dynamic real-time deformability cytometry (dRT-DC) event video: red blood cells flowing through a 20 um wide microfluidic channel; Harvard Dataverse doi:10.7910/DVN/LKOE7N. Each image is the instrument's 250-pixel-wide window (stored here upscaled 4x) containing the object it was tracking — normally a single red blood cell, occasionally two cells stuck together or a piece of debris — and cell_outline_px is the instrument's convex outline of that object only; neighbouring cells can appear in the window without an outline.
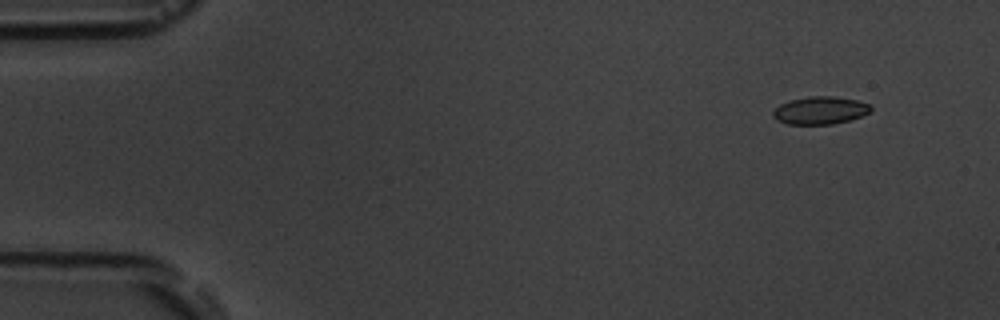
{"species": "common noctule bat (a hibernating species)", "species_latin": "Nyctalus noctula", "temperature_condition": "room temperature", "stored_images_in_passage": 10, "camera_frame_rate_fps": 3000, "um_per_image_px": 0.085, "animal": {"sex": "male", "body_mass_g": 19.5, "forearm_length_mm": 54.6}, "frame": {"image": 1, "passage_image": 1, "time_ms": 0.0, "image_size_px": [1000, 320], "cell_outline_px": [[872, 108], [868, 112], [860, 116], [848, 120], [832, 124], [788, 124], [776, 120], [772, 116], [772, 112], [780, 104], [788, 100], [808, 96], [832, 96], [856, 100], [872, 104]], "centroid_in_image_um": [69.68, 9.37], "position_along_channel_um": 15.3, "area_um2": 15.78}}
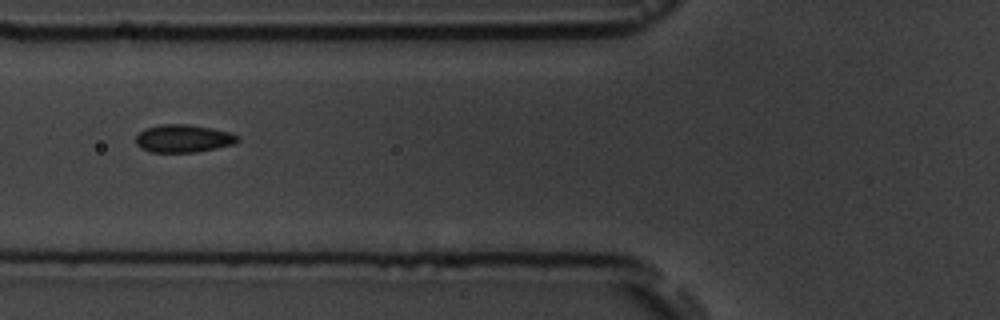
{"frame": {"image": 2, "passage_image": 6, "time_ms": 5.667, "image_size_px": [1000, 320], "cell_outline_px": [[240, 140], [236, 144], [196, 152], [152, 152], [140, 148], [136, 144], [136, 136], [140, 132], [148, 128], [160, 124], [188, 124], [212, 128], [232, 132], [240, 136]], "centroid_in_image_um": [15.64, 11.77], "position_along_channel_um": 110.2, "area_um2": 16.65}}
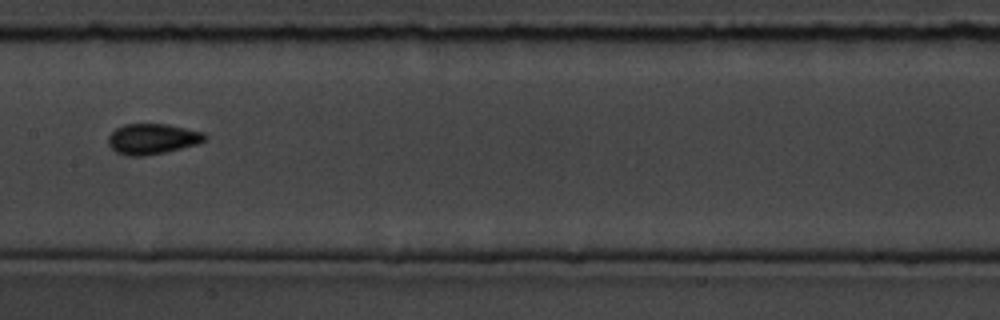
{"frame": {"image": 3, "passage_image": 8, "time_ms": 8.0, "image_size_px": [1000, 320], "cell_outline_px": [[208, 140], [196, 144], [164, 152], [144, 156], [124, 156], [116, 152], [108, 144], [108, 136], [116, 128], [124, 124], [168, 124], [204, 132], [208, 136]], "centroid_in_image_um": [12.96, 11.8], "position_along_channel_um": 194.4, "area_um2": 17.28}}